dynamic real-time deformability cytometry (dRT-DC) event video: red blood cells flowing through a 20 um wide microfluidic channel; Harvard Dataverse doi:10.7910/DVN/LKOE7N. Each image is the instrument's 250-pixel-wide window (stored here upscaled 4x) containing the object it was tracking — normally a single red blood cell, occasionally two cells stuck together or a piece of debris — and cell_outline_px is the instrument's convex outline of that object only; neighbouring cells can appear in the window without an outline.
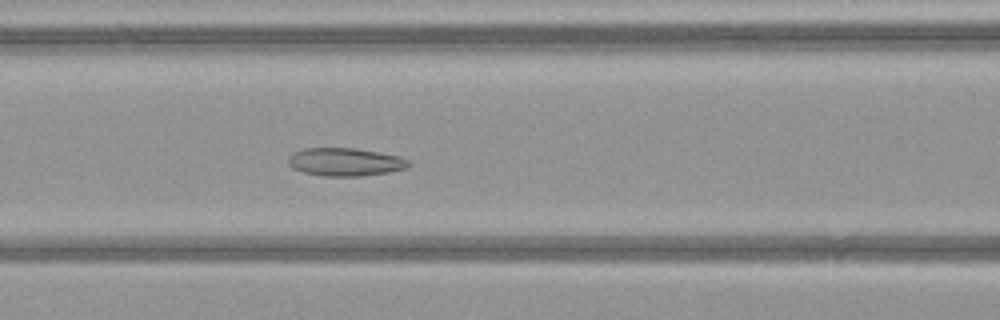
{"species": "common noctule bat (a hibernating species)", "species_latin": "Nyctalus noctula", "temperature_condition": "warm", "stored_images_in_passage": 50, "camera_frame_rate_fps": 3000, "um_per_image_px": 0.085, "animal": {"sex": "female", "body_mass_g": 21.9}, "frame": {"image": 1, "passage_image": 22, "time_ms": 7.0, "image_size_px": [1000, 320], "cell_outline_px": [[412, 164], [404, 168], [388, 172], [360, 176], [324, 176], [304, 172], [292, 168], [288, 164], [288, 156], [292, 152], [304, 148], [356, 148], [400, 156], [412, 160]], "centroid_in_image_um": [29.34, 13.75], "position_along_channel_um": 137.3, "area_um2": 19.83}}
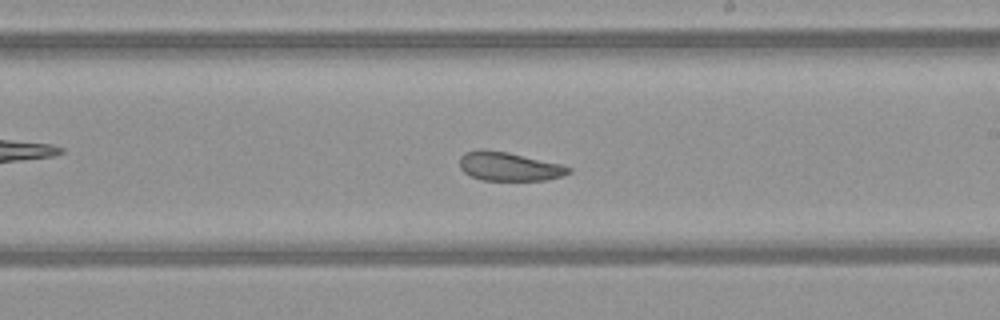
{"frame": {"image": 2, "passage_image": 30, "time_ms": 9.667, "image_size_px": [1000, 320], "cell_outline_px": [[572, 172], [564, 176], [544, 180], [484, 180], [472, 176], [464, 172], [460, 168], [460, 156], [464, 152], [484, 148], [508, 152], [564, 164], [572, 168]], "centroid_in_image_um": [43.31, 14.13], "position_along_channel_um": 245.7, "area_um2": 18.55}}
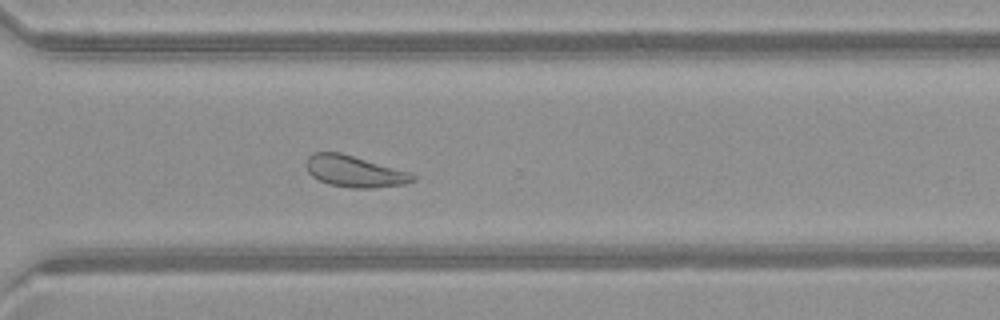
{"frame": {"image": 3, "passage_image": 37, "time_ms": 12.0, "image_size_px": [1000, 320], "cell_outline_px": [[416, 180], [404, 184], [372, 188], [352, 188], [328, 184], [312, 176], [308, 172], [308, 156], [312, 152], [340, 152], [412, 172], [416, 176]], "centroid_in_image_um": [30.18, 14.56], "position_along_channel_um": 340.4, "area_um2": 19.54}, "authors_computed_cell_mechanics": {"area_um2": 22.5131, "velocity_mm_per_s": 4.0717, "shape_relaxation_time_tau1_ms": 4.8428, "shape_relaxation_time_tau2_ms": 1.6985, "deformation_change_tau1": 0.1171, "deformation_change_tau2": 0.0703}}